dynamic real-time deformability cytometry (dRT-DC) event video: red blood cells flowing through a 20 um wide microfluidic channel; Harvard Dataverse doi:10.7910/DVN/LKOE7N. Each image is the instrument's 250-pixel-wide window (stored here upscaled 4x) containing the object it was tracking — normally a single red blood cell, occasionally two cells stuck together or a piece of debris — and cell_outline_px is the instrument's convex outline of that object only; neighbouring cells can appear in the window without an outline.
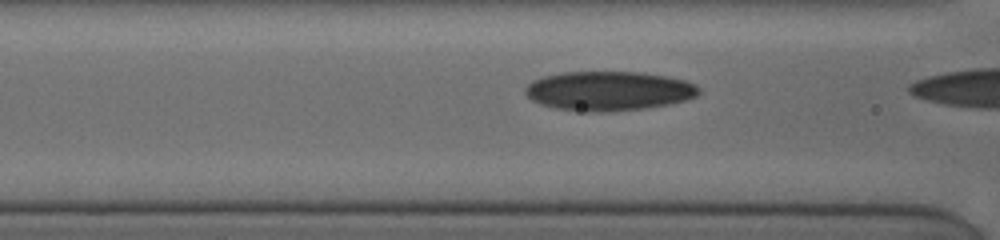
{"species": "human", "species_latin": "Homo sapiens", "temperature_condition": "cold", "stored_images_in_passage": 27, "camera_frame_rate_fps": 3000, "um_per_image_px": 0.085, "donor": {"sex": "female"}, "frame": {"image": 1, "passage_image": 19, "time_ms": 3.667, "image_size_px": [1000, 240], "cell_outline_px": [[700, 92], [696, 96], [684, 100], [668, 104], [648, 108], [612, 112], [588, 112], [556, 108], [540, 104], [532, 100], [524, 92], [524, 88], [532, 80], [544, 76], [560, 72], [640, 72], [664, 76], [684, 80], [696, 84], [700, 88]], "centroid_in_image_um": [51.72, 7.73], "position_along_channel_um": 114.9, "area_um2": 40.0}}